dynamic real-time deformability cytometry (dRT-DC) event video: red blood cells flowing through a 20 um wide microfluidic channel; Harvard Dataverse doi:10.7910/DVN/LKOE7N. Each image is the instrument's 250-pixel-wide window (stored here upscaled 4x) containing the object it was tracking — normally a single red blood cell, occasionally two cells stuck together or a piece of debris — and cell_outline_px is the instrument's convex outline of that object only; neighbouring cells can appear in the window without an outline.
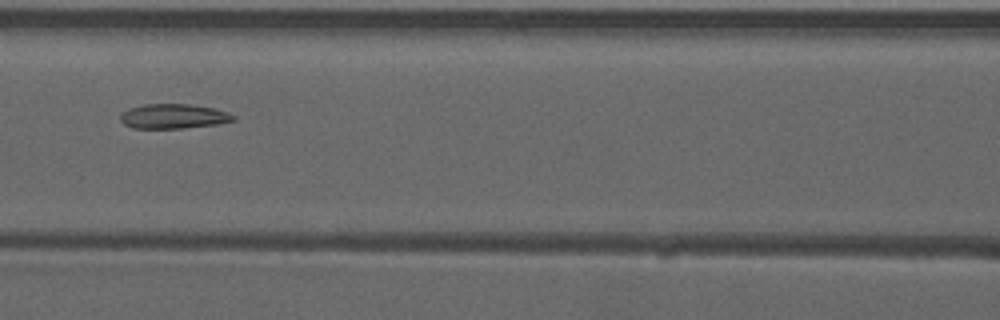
{"species": "common noctule bat (a hibernating species)", "species_latin": "Nyctalus noctula", "temperature_condition": "warm", "stored_images_in_passage": 9, "camera_frame_rate_fps": 3000, "um_per_image_px": 0.085, "animal": {"sex": "male", "forearm_length_mm": 52.5}, "frame": {"image": 1, "passage_image": 9, "time_ms": 2.667, "image_size_px": [1000, 320], "cell_outline_px": [[236, 120], [216, 124], [184, 128], [132, 128], [124, 124], [120, 120], [120, 112], [128, 108], [144, 104], [188, 104], [216, 108], [228, 112], [236, 116]], "centroid_in_image_um": [14.73, 9.88], "position_along_channel_um": 151.9, "area_um2": 16.42}}